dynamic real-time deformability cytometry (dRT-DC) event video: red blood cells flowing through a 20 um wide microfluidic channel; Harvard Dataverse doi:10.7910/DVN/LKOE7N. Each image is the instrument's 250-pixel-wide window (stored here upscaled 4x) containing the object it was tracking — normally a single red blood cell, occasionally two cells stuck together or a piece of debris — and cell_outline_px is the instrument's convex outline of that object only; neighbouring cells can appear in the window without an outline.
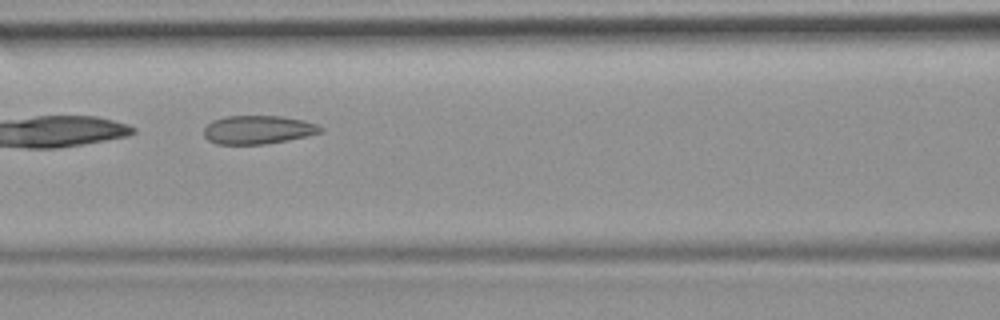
{"species": "common noctule bat (a hibernating species)", "species_latin": "Nyctalus noctula", "temperature_condition": "room temperature", "stored_images_in_passage": 6, "camera_frame_rate_fps": 3000, "um_per_image_px": 0.085, "animal": {"sex": "female", "body_mass_g": 19.9}, "frame": {"image": 1, "passage_image": 6, "time_ms": 6.0, "image_size_px": [1000, 320], "cell_outline_px": [[324, 128], [320, 132], [288, 140], [264, 144], [216, 144], [208, 140], [204, 136], [204, 128], [212, 120], [224, 116], [280, 116], [304, 120], [316, 124]], "centroid_in_image_um": [21.89, 11.02], "position_along_channel_um": 144.7, "area_um2": 19.31}}